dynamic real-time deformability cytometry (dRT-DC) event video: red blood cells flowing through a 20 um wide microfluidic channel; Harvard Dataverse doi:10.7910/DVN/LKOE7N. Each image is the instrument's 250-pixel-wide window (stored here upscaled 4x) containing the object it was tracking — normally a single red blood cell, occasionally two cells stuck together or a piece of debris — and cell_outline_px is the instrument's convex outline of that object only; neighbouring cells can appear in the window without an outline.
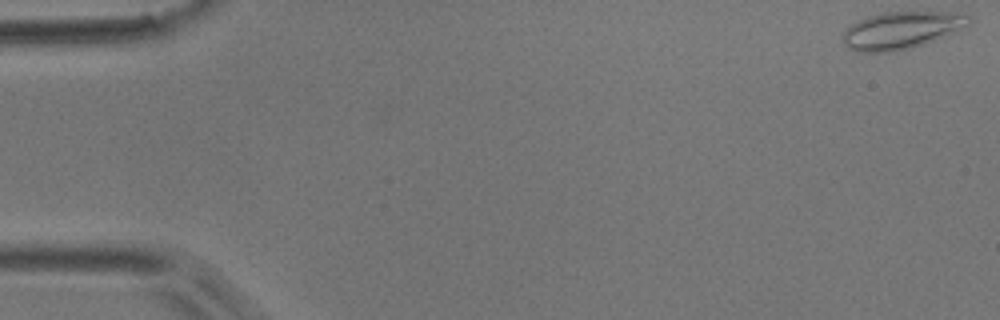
{"species": "common noctule bat (a hibernating species)", "species_latin": "Nyctalus noctula", "temperature_condition": "room temperature", "stored_images_in_passage": 55, "camera_frame_rate_fps": 3000, "um_per_image_px": 0.085, "animal": {"sex": "male", "body_mass_g": 17.9}, "frame": {"image": 1, "passage_image": 1, "time_ms": 0.0, "image_size_px": [1000, 320], "cell_outline_px": [[972, 24], [956, 32], [924, 44], [908, 48], [888, 52], [856, 52], [848, 48], [844, 44], [844, 32], [852, 24], [868, 16], [884, 12], [956, 12], [972, 16]], "centroid_in_image_um": [76.69, 2.56], "position_along_channel_um": 8.3, "area_um2": 27.4}}
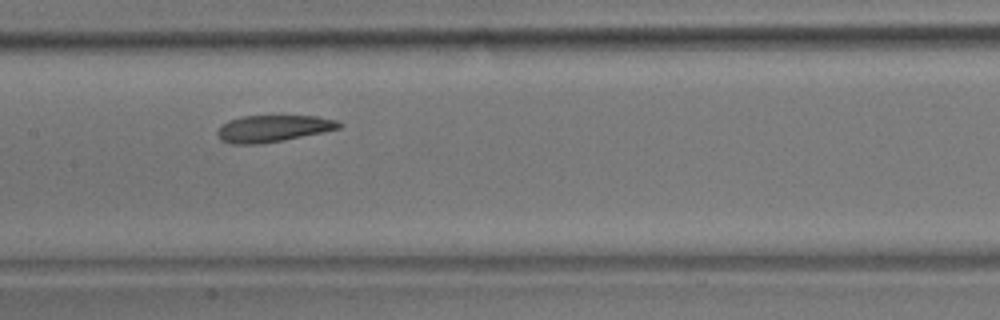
{"frame": {"image": 2, "passage_image": 27, "time_ms": 8.667, "image_size_px": [1000, 320], "cell_outline_px": [[344, 124], [340, 128], [324, 132], [264, 144], [228, 144], [220, 140], [216, 132], [228, 120], [244, 116], [316, 116], [336, 120]], "centroid_in_image_um": [23.21, 10.93], "position_along_channel_um": 184.2, "area_um2": 19.07}}
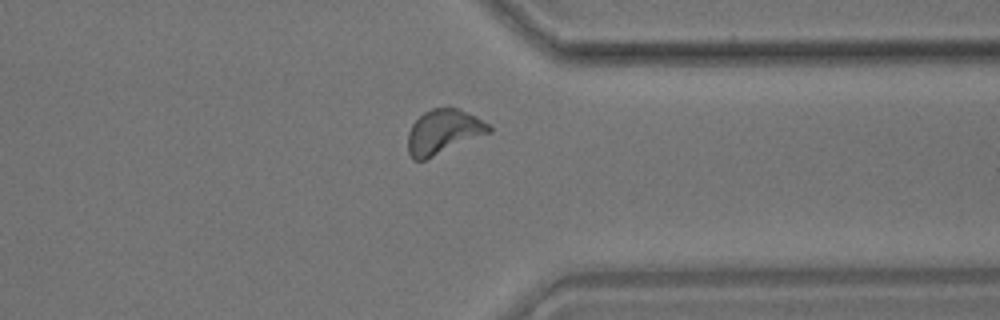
{"frame": {"image": 3, "passage_image": 43, "time_ms": 14.0, "image_size_px": [1000, 320], "cell_outline_px": [[492, 132], [424, 160], [412, 160], [408, 152], [408, 132], [412, 124], [424, 112], [432, 108], [456, 108], [476, 116], [488, 124], [492, 128]], "centroid_in_image_um": [37.68, 11.21], "position_along_channel_um": 373.7, "area_um2": 20.87}, "authors_computed_cell_mechanics": {"area_um2": 20.23, "velocity_mm_per_s": 3.6175, "shape_relaxation_time_tau1_ms": 5.4814, "shape_relaxation_time_tau2_ms": 3.7394, "deformation_change_tau1": 0.1433, "deformation_change_tau2": 0.1199}}